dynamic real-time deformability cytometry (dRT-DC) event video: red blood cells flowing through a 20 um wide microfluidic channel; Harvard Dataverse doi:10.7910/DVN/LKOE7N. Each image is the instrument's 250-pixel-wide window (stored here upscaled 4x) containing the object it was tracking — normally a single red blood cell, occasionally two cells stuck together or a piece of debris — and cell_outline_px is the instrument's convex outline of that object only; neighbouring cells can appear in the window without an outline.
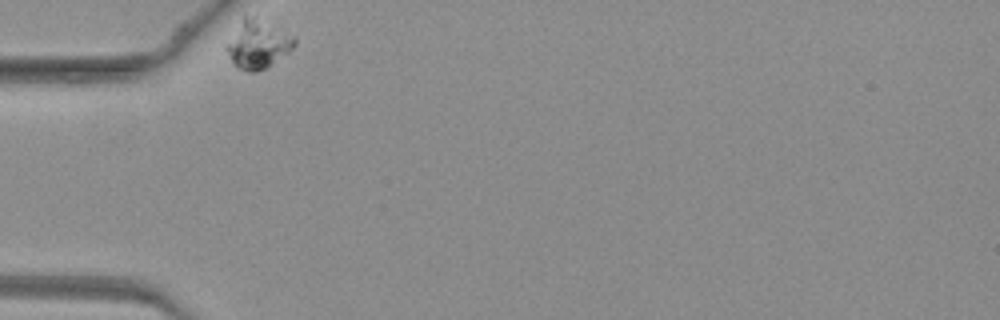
{"species": "common noctule bat (a hibernating species)", "species_latin": "Nyctalus noctula", "temperature_condition": "warm", "stored_images_in_passage": 31, "camera_frame_rate_fps": 3000, "um_per_image_px": 0.085, "animal": {"sex": "female", "body_mass_g": 19.3, "forearm_length_mm": 54.1}, "frame": {"image": 1, "passage_image": 1, "time_ms": 0.0, "image_size_px": [1000, 320], "cell_outline_px": [[296, 44], [288, 52], [268, 68], [256, 72], [248, 72], [232, 64], [224, 48], [244, 12], [256, 12], [280, 24], [296, 36]], "centroid_in_image_um": [21.95, 3.63], "position_along_channel_um": 63.0, "area_um2": 20.81}}
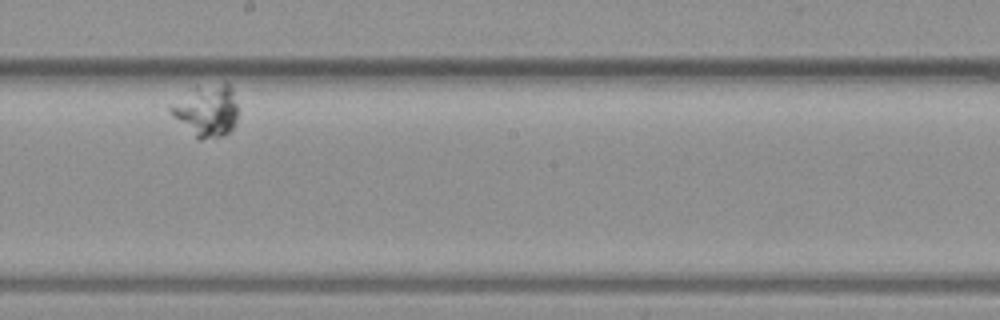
{"frame": {"image": 2, "passage_image": 18, "time_ms": 5.667, "image_size_px": [1000, 320], "cell_outline_px": [[236, 124], [228, 132], [220, 136], [200, 140], [196, 140], [168, 112], [168, 108], [196, 88], [224, 80], [232, 88], [236, 104]], "centroid_in_image_um": [17.57, 9.43], "position_along_channel_um": 230.6, "area_um2": 20.17}}
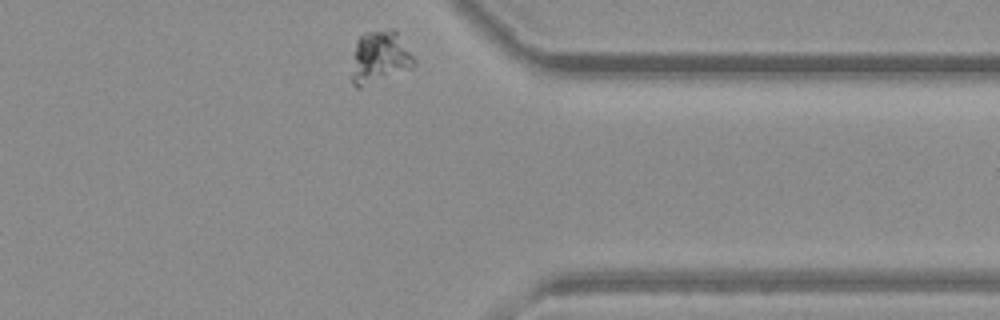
{"frame": {"image": 3, "passage_image": 31, "time_ms": 10.0, "image_size_px": [1000, 320], "cell_outline_px": [[416, 64], [412, 68], [360, 88], [356, 88], [352, 84], [352, 52], [356, 40], [360, 36], [368, 32], [392, 28], [396, 32], [416, 60]], "centroid_in_image_um": [32.25, 4.87], "position_along_channel_um": 379.2, "area_um2": 19.13}}